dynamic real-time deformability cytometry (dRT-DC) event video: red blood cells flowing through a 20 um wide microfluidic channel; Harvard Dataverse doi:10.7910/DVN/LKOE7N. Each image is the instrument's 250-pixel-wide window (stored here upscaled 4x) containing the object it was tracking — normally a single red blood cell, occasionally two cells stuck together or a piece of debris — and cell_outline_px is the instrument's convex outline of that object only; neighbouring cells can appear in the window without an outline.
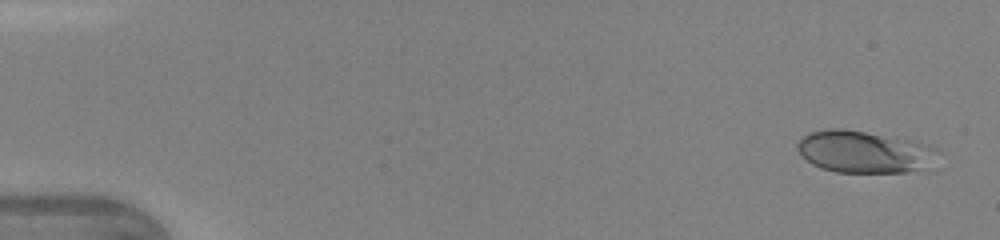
{"species": "human", "species_latin": "Homo sapiens", "temperature_condition": "warm", "stored_images_in_passage": 46, "camera_frame_rate_fps": 3000, "um_per_image_px": 0.085, "donor": {"sex": "female"}, "frame": {"image": 1, "passage_image": 2, "time_ms": 0.333, "image_size_px": [1000, 240], "cell_outline_px": [[940, 152], [920, 168], [908, 172], [836, 172], [820, 168], [812, 164], [796, 148], [796, 144], [800, 136], [808, 132], [828, 128], [844, 128], [916, 140], [940, 148]], "centroid_in_image_um": [73.4, 12.87], "position_along_channel_um": 11.6, "area_um2": 34.56}}
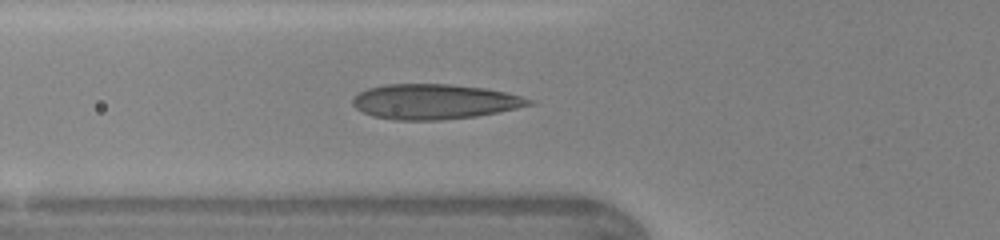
{"frame": {"image": 2, "passage_image": 17, "time_ms": 5.333, "image_size_px": [1000, 240], "cell_outline_px": [[536, 104], [500, 112], [476, 116], [440, 120], [396, 120], [372, 116], [356, 108], [352, 104], [352, 100], [360, 92], [368, 88], [384, 84], [448, 84], [484, 88], [504, 92], [536, 100]], "centroid_in_image_um": [36.96, 8.64], "position_along_channel_um": 88.8, "area_um2": 36.07}}
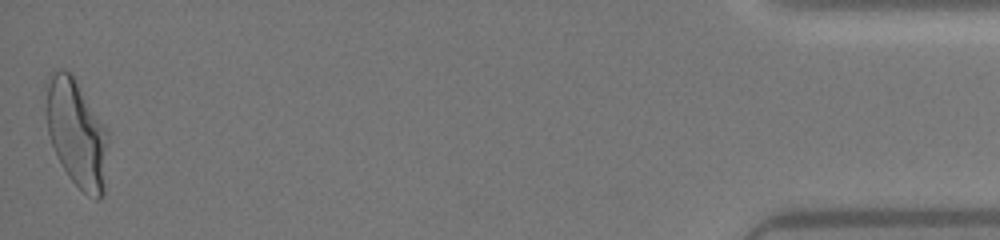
{"frame": {"image": 3, "passage_image": 46, "time_ms": 15.0, "image_size_px": [1000, 240], "cell_outline_px": [[108, 140], [104, 196], [100, 200], [96, 200], [88, 196], [68, 176], [52, 144], [48, 132], [44, 84], [48, 72], [60, 68], [72, 72], [108, 128]], "centroid_in_image_um": [6.52, 11.24], "position_along_channel_um": 428.7, "area_um2": 39.88}, "authors_computed_cell_mechanics": {"area_um2": 34.8823, "velocity_mm_per_s": 4.3715, "shape_relaxation_time_tau1_ms": 4.6147, "shape_relaxation_time_tau2_ms": null, "deformation_change_tau1": 0.1914, "deformation_change_tau2": null}}